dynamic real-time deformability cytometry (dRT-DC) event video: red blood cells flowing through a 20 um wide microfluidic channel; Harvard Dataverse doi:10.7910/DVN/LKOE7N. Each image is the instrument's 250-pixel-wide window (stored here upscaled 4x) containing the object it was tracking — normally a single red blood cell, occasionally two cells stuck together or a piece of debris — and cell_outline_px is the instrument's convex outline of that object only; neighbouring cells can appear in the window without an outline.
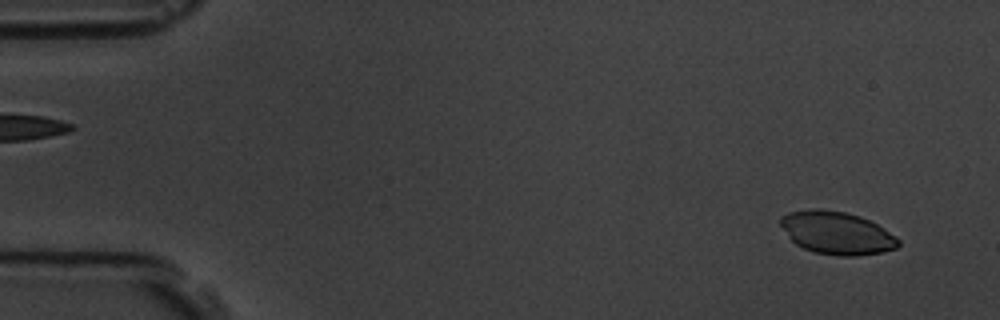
{"species": "common noctule bat (a hibernating species)", "species_latin": "Nyctalus noctula", "temperature_condition": "room temperature", "stored_images_in_passage": 5, "camera_frame_rate_fps": 3000, "um_per_image_px": 0.085, "animal": {"sex": "male", "body_mass_g": 19.5, "forearm_length_mm": 54.6}, "frame": {"image": 1, "passage_image": 1, "time_ms": 0.0, "image_size_px": [1000, 320], "cell_outline_px": [[900, 244], [896, 248], [880, 252], [856, 256], [840, 256], [816, 252], [804, 248], [796, 244], [788, 236], [780, 224], [780, 216], [788, 212], [816, 208], [820, 208], [844, 212], [860, 216], [876, 224], [896, 236], [900, 240]], "centroid_in_image_um": [71.11, 19.79], "position_along_channel_um": 13.9, "area_um2": 29.19}}